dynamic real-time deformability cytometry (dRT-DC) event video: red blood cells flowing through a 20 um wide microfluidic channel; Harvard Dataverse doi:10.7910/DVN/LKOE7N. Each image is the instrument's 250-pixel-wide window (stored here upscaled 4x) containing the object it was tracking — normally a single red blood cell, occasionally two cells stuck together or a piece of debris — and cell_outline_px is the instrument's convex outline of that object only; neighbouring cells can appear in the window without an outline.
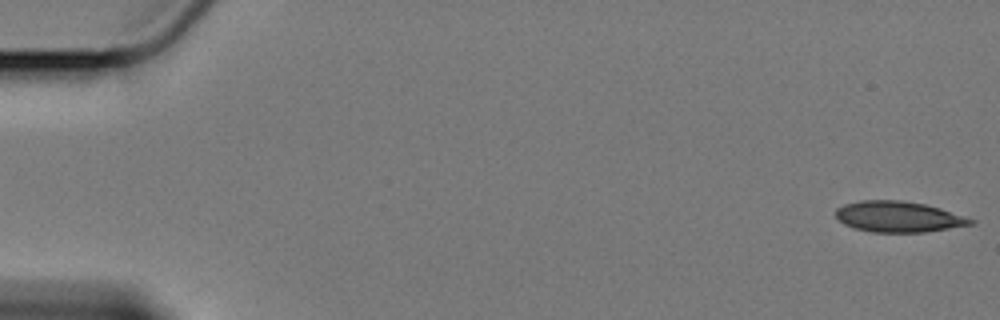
{"species": "Egyptian fruit bat (a non-hibernating species)", "species_latin": "Rousettus aegyptiacus", "temperature_condition": "cold", "stored_images_in_passage": 60, "camera_frame_rate_fps": 3000, "um_per_image_px": 0.085, "animal": {"sex": "female"}, "frame": {"image": 1, "passage_image": 1, "time_ms": 0.0, "image_size_px": [1000, 320], "cell_outline_px": [[976, 224], [924, 232], [872, 232], [856, 228], [844, 224], [836, 216], [836, 208], [844, 204], [860, 200], [904, 200], [924, 204], [940, 208], [976, 220]], "centroid_in_image_um": [76.39, 18.41], "position_along_channel_um": 8.6, "area_um2": 24.22}}
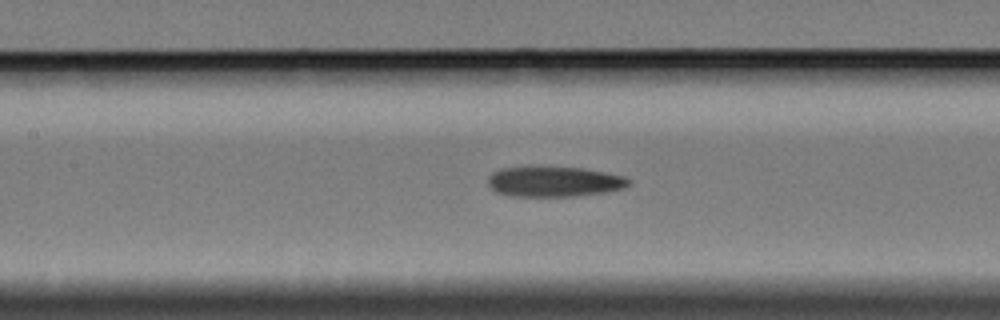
{"frame": {"image": 2, "passage_image": 27, "time_ms": 8.667, "image_size_px": [1000, 320], "cell_outline_px": [[632, 184], [624, 188], [604, 192], [572, 196], [512, 196], [496, 192], [488, 184], [488, 176], [492, 172], [504, 168], [532, 164], [580, 168], [604, 172], [624, 176], [632, 180]], "centroid_in_image_um": [47.08, 15.4], "position_along_channel_um": 160.3, "area_um2": 25.49}}
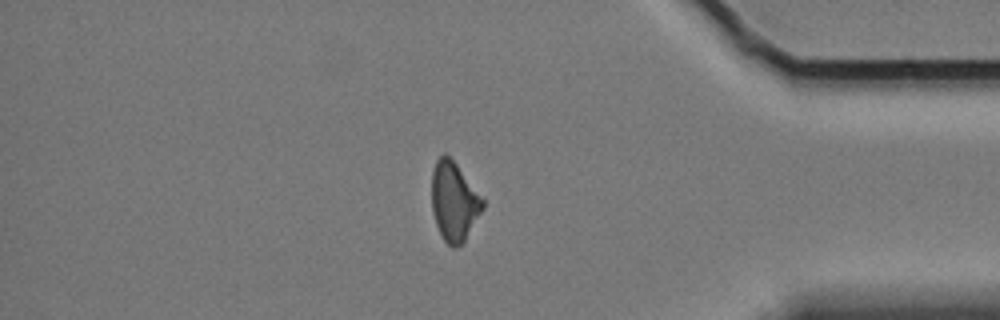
{"frame": {"image": 3, "passage_image": 50, "time_ms": 16.333, "image_size_px": [1000, 320], "cell_outline_px": [[484, 208], [464, 240], [456, 248], [452, 248], [444, 240], [436, 224], [432, 212], [432, 172], [436, 160], [444, 152], [456, 164], [484, 200]], "centroid_in_image_um": [38.58, 17.13], "position_along_channel_um": 396.6, "area_um2": 23.12}}